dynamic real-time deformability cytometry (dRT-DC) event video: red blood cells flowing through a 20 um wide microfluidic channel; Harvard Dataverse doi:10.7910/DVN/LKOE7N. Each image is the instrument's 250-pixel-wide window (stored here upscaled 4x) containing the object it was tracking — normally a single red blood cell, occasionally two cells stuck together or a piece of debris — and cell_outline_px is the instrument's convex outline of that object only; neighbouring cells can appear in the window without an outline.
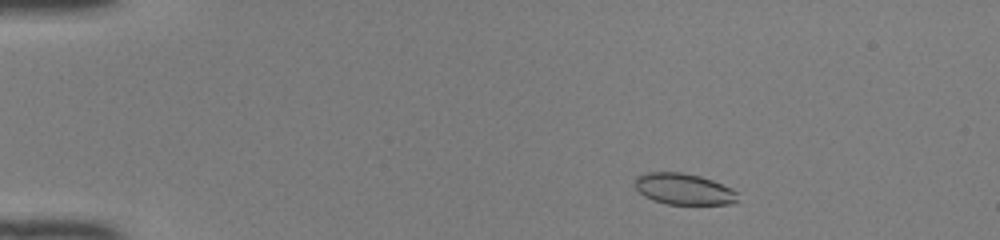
{"species": "common noctule bat (a hibernating species)", "species_latin": "Nyctalus noctula", "temperature_condition": "room temperature", "stored_images_in_passage": 45, "camera_frame_rate_fps": 3000, "um_per_image_px": 0.085, "animal": {"sex": "female", "body_mass_g": 22.0, "forearm_length_mm": 56.7}, "frame": {"image": 1, "passage_image": 4, "time_ms": 1.0, "image_size_px": [1000, 240], "cell_outline_px": [[740, 192], [736, 200], [732, 204], [668, 204], [652, 200], [644, 196], [632, 184], [636, 176], [648, 172], [680, 172], [700, 176], [712, 180], [732, 188]], "centroid_in_image_um": [58.11, 16.06], "position_along_channel_um": 26.9, "area_um2": 18.9}}
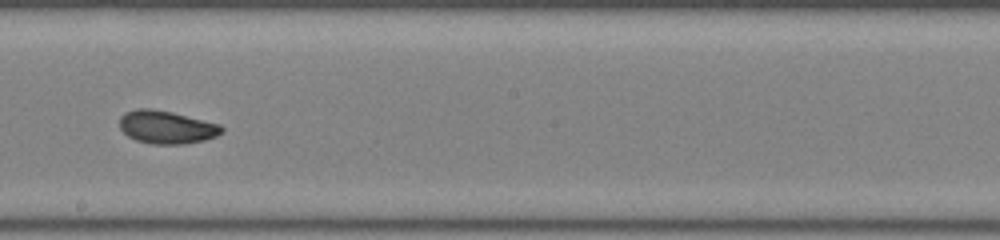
{"frame": {"image": 2, "passage_image": 25, "time_ms": 8.0, "image_size_px": [1000, 240], "cell_outline_px": [[224, 132], [216, 136], [204, 140], [184, 144], [152, 144], [136, 140], [128, 136], [120, 128], [120, 116], [124, 112], [136, 108], [152, 108], [172, 112], [220, 124], [224, 128]], "centroid_in_image_um": [14.15, 10.8], "position_along_channel_um": 234.0, "area_um2": 19.77}}
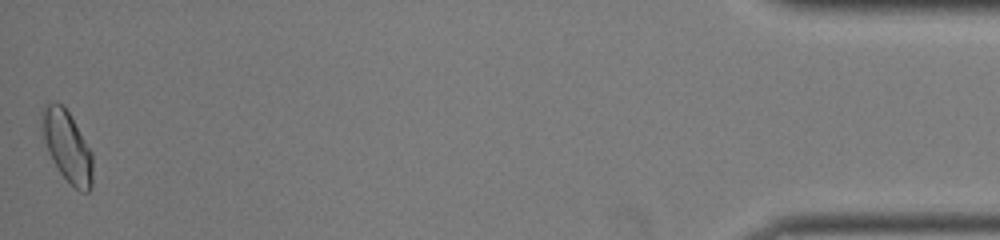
{"frame": {"image": 3, "passage_image": 45, "time_ms": 14.667, "image_size_px": [1000, 240], "cell_outline_px": [[92, 188], [88, 192], [80, 192], [60, 172], [52, 160], [48, 152], [40, 120], [40, 112], [52, 100], [56, 100], [68, 112], [92, 152]], "centroid_in_image_um": [5.71, 12.43], "position_along_channel_um": 429.5, "area_um2": 20.69}, "authors_computed_cell_mechanics": {"area_um2": 19.5364, "velocity_mm_per_s": 4.1424, "shape_relaxation_time_tau1_ms": 4.9976, "shape_relaxation_time_tau2_ms": 1.5886, "deformation_change_tau1": 0.1432, "deformation_change_tau2": 0.0548}}